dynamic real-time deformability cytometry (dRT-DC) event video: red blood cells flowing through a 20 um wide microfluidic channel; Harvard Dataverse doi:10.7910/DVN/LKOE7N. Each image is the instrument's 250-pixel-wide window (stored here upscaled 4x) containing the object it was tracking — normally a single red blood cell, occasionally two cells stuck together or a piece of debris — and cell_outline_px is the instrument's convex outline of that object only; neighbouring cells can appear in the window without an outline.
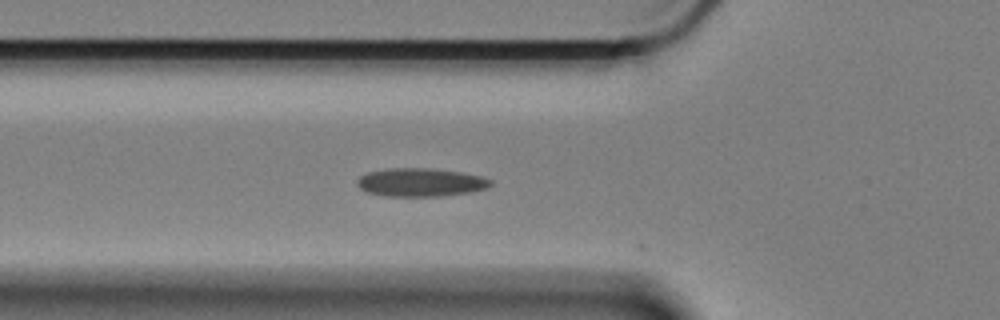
{"species": "Egyptian fruit bat (a non-hibernating species)", "species_latin": "Rousettus aegyptiacus", "temperature_condition": "cold", "stored_images_in_passage": 45, "camera_frame_rate_fps": 3000, "um_per_image_px": 0.085, "animal": {"sex": "female"}, "frame": {"image": 1, "passage_image": 5, "time_ms": 1.333, "image_size_px": [1000, 320], "cell_outline_px": [[492, 184], [488, 188], [472, 192], [444, 196], [388, 196], [368, 192], [360, 188], [356, 184], [356, 180], [360, 176], [368, 172], [388, 168], [428, 168], [460, 172], [480, 176], [492, 180]], "centroid_in_image_um": [35.76, 15.5], "position_along_channel_um": 90.0, "area_um2": 22.08}}
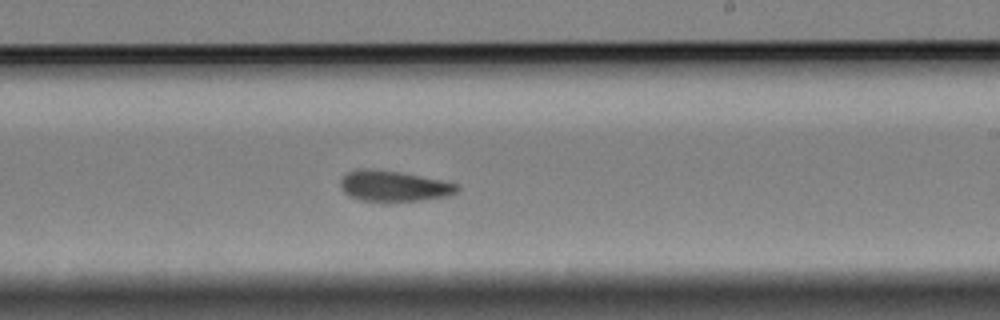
{"frame": {"image": 2, "passage_image": 20, "time_ms": 6.333, "image_size_px": [1000, 320], "cell_outline_px": [[460, 188], [456, 192], [448, 196], [420, 200], [360, 200], [348, 196], [340, 188], [340, 180], [348, 172], [356, 168], [372, 168], [400, 172], [460, 184]], "centroid_in_image_um": [33.44, 15.79], "position_along_channel_um": 255.6, "area_um2": 20.75}}
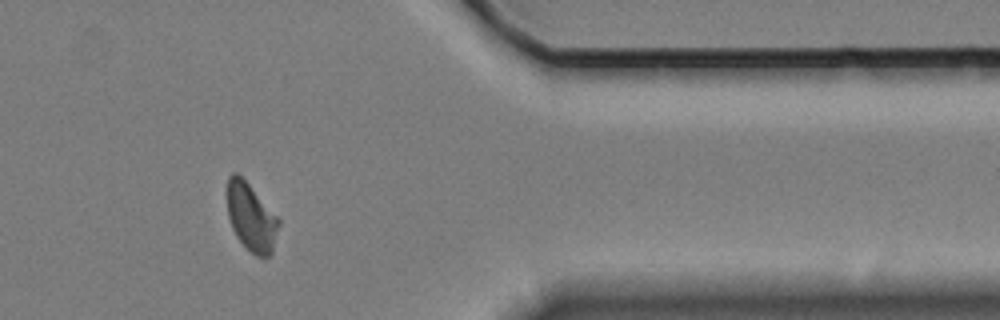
{"frame": {"image": 3, "passage_image": 34, "time_ms": 11.0, "image_size_px": [1000, 320], "cell_outline_px": [[280, 224], [272, 252], [268, 256], [256, 256], [236, 236], [232, 228], [228, 216], [228, 176], [232, 172], [236, 172], [248, 184], [280, 220]], "centroid_in_image_um": [21.35, 18.47], "position_along_channel_um": 390.0, "area_um2": 19.83}, "authors_computed_cell_mechanics": {"area_um2": 20.8658, "velocity_mm_per_s": 3.2997, "shape_relaxation_time_tau1_ms": 10.3512, "shape_relaxation_time_tau2_ms": 3.966, "deformation_change_tau1": 0.1432, "deformation_change_tau2": 0.0757}}